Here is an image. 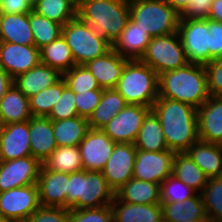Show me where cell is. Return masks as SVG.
<instances>
[{"label":"cell","instance_id":"cell-1","mask_svg":"<svg viewBox=\"0 0 222 222\" xmlns=\"http://www.w3.org/2000/svg\"><path fill=\"white\" fill-rule=\"evenodd\" d=\"M151 110L160 120L170 151L186 152L199 139L197 108L184 102L158 97Z\"/></svg>","mask_w":222,"mask_h":222},{"label":"cell","instance_id":"cell-2","mask_svg":"<svg viewBox=\"0 0 222 222\" xmlns=\"http://www.w3.org/2000/svg\"><path fill=\"white\" fill-rule=\"evenodd\" d=\"M158 97L184 102L198 109L210 98L205 65L189 62L159 74Z\"/></svg>","mask_w":222,"mask_h":222},{"label":"cell","instance_id":"cell-3","mask_svg":"<svg viewBox=\"0 0 222 222\" xmlns=\"http://www.w3.org/2000/svg\"><path fill=\"white\" fill-rule=\"evenodd\" d=\"M77 17L113 45L130 19L129 0H79Z\"/></svg>","mask_w":222,"mask_h":222},{"label":"cell","instance_id":"cell-4","mask_svg":"<svg viewBox=\"0 0 222 222\" xmlns=\"http://www.w3.org/2000/svg\"><path fill=\"white\" fill-rule=\"evenodd\" d=\"M115 192L102 171L80 170L69 173L67 208L81 210L110 205Z\"/></svg>","mask_w":222,"mask_h":222},{"label":"cell","instance_id":"cell-5","mask_svg":"<svg viewBox=\"0 0 222 222\" xmlns=\"http://www.w3.org/2000/svg\"><path fill=\"white\" fill-rule=\"evenodd\" d=\"M115 89L128 104L152 108L158 99V74L140 59L128 60Z\"/></svg>","mask_w":222,"mask_h":222},{"label":"cell","instance_id":"cell-6","mask_svg":"<svg viewBox=\"0 0 222 222\" xmlns=\"http://www.w3.org/2000/svg\"><path fill=\"white\" fill-rule=\"evenodd\" d=\"M130 19L151 37L177 32L180 15L164 0H129Z\"/></svg>","mask_w":222,"mask_h":222},{"label":"cell","instance_id":"cell-7","mask_svg":"<svg viewBox=\"0 0 222 222\" xmlns=\"http://www.w3.org/2000/svg\"><path fill=\"white\" fill-rule=\"evenodd\" d=\"M62 36L71 49L76 65H84L112 49V45L106 39L97 38L87 23L78 17L62 27Z\"/></svg>","mask_w":222,"mask_h":222},{"label":"cell","instance_id":"cell-8","mask_svg":"<svg viewBox=\"0 0 222 222\" xmlns=\"http://www.w3.org/2000/svg\"><path fill=\"white\" fill-rule=\"evenodd\" d=\"M158 75L185 66L188 62L177 32L151 37L146 52L140 59Z\"/></svg>","mask_w":222,"mask_h":222},{"label":"cell","instance_id":"cell-9","mask_svg":"<svg viewBox=\"0 0 222 222\" xmlns=\"http://www.w3.org/2000/svg\"><path fill=\"white\" fill-rule=\"evenodd\" d=\"M177 33L188 62L203 65L210 62L212 35L207 19L179 20Z\"/></svg>","mask_w":222,"mask_h":222},{"label":"cell","instance_id":"cell-10","mask_svg":"<svg viewBox=\"0 0 222 222\" xmlns=\"http://www.w3.org/2000/svg\"><path fill=\"white\" fill-rule=\"evenodd\" d=\"M40 207L37 184L0 193V215L8 222H24Z\"/></svg>","mask_w":222,"mask_h":222},{"label":"cell","instance_id":"cell-11","mask_svg":"<svg viewBox=\"0 0 222 222\" xmlns=\"http://www.w3.org/2000/svg\"><path fill=\"white\" fill-rule=\"evenodd\" d=\"M150 111L149 107L127 104L102 130L115 143L134 144L144 118Z\"/></svg>","mask_w":222,"mask_h":222},{"label":"cell","instance_id":"cell-12","mask_svg":"<svg viewBox=\"0 0 222 222\" xmlns=\"http://www.w3.org/2000/svg\"><path fill=\"white\" fill-rule=\"evenodd\" d=\"M175 152L137 150L133 178L151 183L161 184L172 174Z\"/></svg>","mask_w":222,"mask_h":222},{"label":"cell","instance_id":"cell-13","mask_svg":"<svg viewBox=\"0 0 222 222\" xmlns=\"http://www.w3.org/2000/svg\"><path fill=\"white\" fill-rule=\"evenodd\" d=\"M137 149L132 143H116L102 173L108 185L116 192L133 178Z\"/></svg>","mask_w":222,"mask_h":222},{"label":"cell","instance_id":"cell-14","mask_svg":"<svg viewBox=\"0 0 222 222\" xmlns=\"http://www.w3.org/2000/svg\"><path fill=\"white\" fill-rule=\"evenodd\" d=\"M115 144L102 129L90 128L78 145L83 170L102 171L112 155Z\"/></svg>","mask_w":222,"mask_h":222},{"label":"cell","instance_id":"cell-15","mask_svg":"<svg viewBox=\"0 0 222 222\" xmlns=\"http://www.w3.org/2000/svg\"><path fill=\"white\" fill-rule=\"evenodd\" d=\"M41 165L32 156L0 161V193L12 188L37 184Z\"/></svg>","mask_w":222,"mask_h":222},{"label":"cell","instance_id":"cell-16","mask_svg":"<svg viewBox=\"0 0 222 222\" xmlns=\"http://www.w3.org/2000/svg\"><path fill=\"white\" fill-rule=\"evenodd\" d=\"M39 63V49L35 45L0 42V66L13 80Z\"/></svg>","mask_w":222,"mask_h":222},{"label":"cell","instance_id":"cell-17","mask_svg":"<svg viewBox=\"0 0 222 222\" xmlns=\"http://www.w3.org/2000/svg\"><path fill=\"white\" fill-rule=\"evenodd\" d=\"M68 178L69 173L55 172L41 165L37 180L40 206L67 208Z\"/></svg>","mask_w":222,"mask_h":222},{"label":"cell","instance_id":"cell-18","mask_svg":"<svg viewBox=\"0 0 222 222\" xmlns=\"http://www.w3.org/2000/svg\"><path fill=\"white\" fill-rule=\"evenodd\" d=\"M31 156L29 121L3 125L0 134V161Z\"/></svg>","mask_w":222,"mask_h":222},{"label":"cell","instance_id":"cell-19","mask_svg":"<svg viewBox=\"0 0 222 222\" xmlns=\"http://www.w3.org/2000/svg\"><path fill=\"white\" fill-rule=\"evenodd\" d=\"M198 138L222 145V96H210L197 109Z\"/></svg>","mask_w":222,"mask_h":222},{"label":"cell","instance_id":"cell-20","mask_svg":"<svg viewBox=\"0 0 222 222\" xmlns=\"http://www.w3.org/2000/svg\"><path fill=\"white\" fill-rule=\"evenodd\" d=\"M128 60L112 48L105 55L86 62L84 66L95 77L100 88L110 89L116 87Z\"/></svg>","mask_w":222,"mask_h":222},{"label":"cell","instance_id":"cell-21","mask_svg":"<svg viewBox=\"0 0 222 222\" xmlns=\"http://www.w3.org/2000/svg\"><path fill=\"white\" fill-rule=\"evenodd\" d=\"M31 156L41 164L57 148L52 120L44 116H32L29 120Z\"/></svg>","mask_w":222,"mask_h":222},{"label":"cell","instance_id":"cell-22","mask_svg":"<svg viewBox=\"0 0 222 222\" xmlns=\"http://www.w3.org/2000/svg\"><path fill=\"white\" fill-rule=\"evenodd\" d=\"M110 205L113 222H163L161 204H132L115 195Z\"/></svg>","mask_w":222,"mask_h":222},{"label":"cell","instance_id":"cell-23","mask_svg":"<svg viewBox=\"0 0 222 222\" xmlns=\"http://www.w3.org/2000/svg\"><path fill=\"white\" fill-rule=\"evenodd\" d=\"M151 36L142 30L131 19L128 20L120 37L112 48L122 57L129 60L141 59L146 52Z\"/></svg>","mask_w":222,"mask_h":222},{"label":"cell","instance_id":"cell-24","mask_svg":"<svg viewBox=\"0 0 222 222\" xmlns=\"http://www.w3.org/2000/svg\"><path fill=\"white\" fill-rule=\"evenodd\" d=\"M62 78V74L48 65L39 63L27 72L19 75L13 83L28 97L53 86Z\"/></svg>","mask_w":222,"mask_h":222},{"label":"cell","instance_id":"cell-25","mask_svg":"<svg viewBox=\"0 0 222 222\" xmlns=\"http://www.w3.org/2000/svg\"><path fill=\"white\" fill-rule=\"evenodd\" d=\"M32 117L29 98L13 83L0 100V121L3 125L29 121Z\"/></svg>","mask_w":222,"mask_h":222},{"label":"cell","instance_id":"cell-26","mask_svg":"<svg viewBox=\"0 0 222 222\" xmlns=\"http://www.w3.org/2000/svg\"><path fill=\"white\" fill-rule=\"evenodd\" d=\"M186 153L208 178L222 176V145L198 139Z\"/></svg>","mask_w":222,"mask_h":222},{"label":"cell","instance_id":"cell-27","mask_svg":"<svg viewBox=\"0 0 222 222\" xmlns=\"http://www.w3.org/2000/svg\"><path fill=\"white\" fill-rule=\"evenodd\" d=\"M0 42L34 45L29 13L0 14Z\"/></svg>","mask_w":222,"mask_h":222},{"label":"cell","instance_id":"cell-28","mask_svg":"<svg viewBox=\"0 0 222 222\" xmlns=\"http://www.w3.org/2000/svg\"><path fill=\"white\" fill-rule=\"evenodd\" d=\"M163 222H181L186 220L209 219L201 193L183 202H161Z\"/></svg>","mask_w":222,"mask_h":222},{"label":"cell","instance_id":"cell-29","mask_svg":"<svg viewBox=\"0 0 222 222\" xmlns=\"http://www.w3.org/2000/svg\"><path fill=\"white\" fill-rule=\"evenodd\" d=\"M115 195L124 202L132 204H161L160 184L130 179L115 192Z\"/></svg>","mask_w":222,"mask_h":222},{"label":"cell","instance_id":"cell-30","mask_svg":"<svg viewBox=\"0 0 222 222\" xmlns=\"http://www.w3.org/2000/svg\"><path fill=\"white\" fill-rule=\"evenodd\" d=\"M127 104L124 97L115 88L103 89L100 103L88 119L89 127L102 129Z\"/></svg>","mask_w":222,"mask_h":222},{"label":"cell","instance_id":"cell-31","mask_svg":"<svg viewBox=\"0 0 222 222\" xmlns=\"http://www.w3.org/2000/svg\"><path fill=\"white\" fill-rule=\"evenodd\" d=\"M52 127L57 147L78 146L90 129L88 119L80 116L52 120Z\"/></svg>","mask_w":222,"mask_h":222},{"label":"cell","instance_id":"cell-32","mask_svg":"<svg viewBox=\"0 0 222 222\" xmlns=\"http://www.w3.org/2000/svg\"><path fill=\"white\" fill-rule=\"evenodd\" d=\"M134 145L137 150L143 151L160 152L169 150L160 120L152 110L144 118Z\"/></svg>","mask_w":222,"mask_h":222},{"label":"cell","instance_id":"cell-33","mask_svg":"<svg viewBox=\"0 0 222 222\" xmlns=\"http://www.w3.org/2000/svg\"><path fill=\"white\" fill-rule=\"evenodd\" d=\"M39 54L40 63L58 70L61 74L76 65L71 49L62 35L40 48Z\"/></svg>","mask_w":222,"mask_h":222},{"label":"cell","instance_id":"cell-34","mask_svg":"<svg viewBox=\"0 0 222 222\" xmlns=\"http://www.w3.org/2000/svg\"><path fill=\"white\" fill-rule=\"evenodd\" d=\"M172 175L194 189L197 193L203 191L208 180V177L186 152L175 154Z\"/></svg>","mask_w":222,"mask_h":222},{"label":"cell","instance_id":"cell-35","mask_svg":"<svg viewBox=\"0 0 222 222\" xmlns=\"http://www.w3.org/2000/svg\"><path fill=\"white\" fill-rule=\"evenodd\" d=\"M46 169L73 173L83 169L79 146L57 147L42 164Z\"/></svg>","mask_w":222,"mask_h":222},{"label":"cell","instance_id":"cell-36","mask_svg":"<svg viewBox=\"0 0 222 222\" xmlns=\"http://www.w3.org/2000/svg\"><path fill=\"white\" fill-rule=\"evenodd\" d=\"M29 23L34 37V45L40 49L62 35V25L31 10Z\"/></svg>","mask_w":222,"mask_h":222},{"label":"cell","instance_id":"cell-37","mask_svg":"<svg viewBox=\"0 0 222 222\" xmlns=\"http://www.w3.org/2000/svg\"><path fill=\"white\" fill-rule=\"evenodd\" d=\"M32 10L62 26L77 17V8L69 0H39Z\"/></svg>","mask_w":222,"mask_h":222},{"label":"cell","instance_id":"cell-38","mask_svg":"<svg viewBox=\"0 0 222 222\" xmlns=\"http://www.w3.org/2000/svg\"><path fill=\"white\" fill-rule=\"evenodd\" d=\"M66 82L61 78L53 86H50L29 98L30 111L32 116L47 117L53 106L58 102Z\"/></svg>","mask_w":222,"mask_h":222},{"label":"cell","instance_id":"cell-39","mask_svg":"<svg viewBox=\"0 0 222 222\" xmlns=\"http://www.w3.org/2000/svg\"><path fill=\"white\" fill-rule=\"evenodd\" d=\"M201 196L210 222H222V176L208 178Z\"/></svg>","mask_w":222,"mask_h":222},{"label":"cell","instance_id":"cell-40","mask_svg":"<svg viewBox=\"0 0 222 222\" xmlns=\"http://www.w3.org/2000/svg\"><path fill=\"white\" fill-rule=\"evenodd\" d=\"M66 85L74 92H87L94 89H102L95 77L84 65H75L62 74Z\"/></svg>","mask_w":222,"mask_h":222},{"label":"cell","instance_id":"cell-41","mask_svg":"<svg viewBox=\"0 0 222 222\" xmlns=\"http://www.w3.org/2000/svg\"><path fill=\"white\" fill-rule=\"evenodd\" d=\"M197 192L174 175H170L160 184L161 202H183Z\"/></svg>","mask_w":222,"mask_h":222},{"label":"cell","instance_id":"cell-42","mask_svg":"<svg viewBox=\"0 0 222 222\" xmlns=\"http://www.w3.org/2000/svg\"><path fill=\"white\" fill-rule=\"evenodd\" d=\"M78 116L75 104V93L66 86L60 99L53 106L50 114L47 116L51 120H64Z\"/></svg>","mask_w":222,"mask_h":222},{"label":"cell","instance_id":"cell-43","mask_svg":"<svg viewBox=\"0 0 222 222\" xmlns=\"http://www.w3.org/2000/svg\"><path fill=\"white\" fill-rule=\"evenodd\" d=\"M67 222H113V211L111 205L81 210L70 209Z\"/></svg>","mask_w":222,"mask_h":222},{"label":"cell","instance_id":"cell-44","mask_svg":"<svg viewBox=\"0 0 222 222\" xmlns=\"http://www.w3.org/2000/svg\"><path fill=\"white\" fill-rule=\"evenodd\" d=\"M103 89L75 93V104L78 116L89 119L94 109L99 105Z\"/></svg>","mask_w":222,"mask_h":222},{"label":"cell","instance_id":"cell-45","mask_svg":"<svg viewBox=\"0 0 222 222\" xmlns=\"http://www.w3.org/2000/svg\"><path fill=\"white\" fill-rule=\"evenodd\" d=\"M69 208L40 206L24 222H67Z\"/></svg>","mask_w":222,"mask_h":222},{"label":"cell","instance_id":"cell-46","mask_svg":"<svg viewBox=\"0 0 222 222\" xmlns=\"http://www.w3.org/2000/svg\"><path fill=\"white\" fill-rule=\"evenodd\" d=\"M210 96H222V57L205 64Z\"/></svg>","mask_w":222,"mask_h":222},{"label":"cell","instance_id":"cell-47","mask_svg":"<svg viewBox=\"0 0 222 222\" xmlns=\"http://www.w3.org/2000/svg\"><path fill=\"white\" fill-rule=\"evenodd\" d=\"M214 0H193L180 14L179 20L208 19Z\"/></svg>","mask_w":222,"mask_h":222},{"label":"cell","instance_id":"cell-48","mask_svg":"<svg viewBox=\"0 0 222 222\" xmlns=\"http://www.w3.org/2000/svg\"><path fill=\"white\" fill-rule=\"evenodd\" d=\"M208 30L212 35V48H210V62L222 57V23L207 19Z\"/></svg>","mask_w":222,"mask_h":222},{"label":"cell","instance_id":"cell-49","mask_svg":"<svg viewBox=\"0 0 222 222\" xmlns=\"http://www.w3.org/2000/svg\"><path fill=\"white\" fill-rule=\"evenodd\" d=\"M31 10L24 0H0V14L29 13Z\"/></svg>","mask_w":222,"mask_h":222},{"label":"cell","instance_id":"cell-50","mask_svg":"<svg viewBox=\"0 0 222 222\" xmlns=\"http://www.w3.org/2000/svg\"><path fill=\"white\" fill-rule=\"evenodd\" d=\"M13 84L11 76L0 66V100L6 94V91Z\"/></svg>","mask_w":222,"mask_h":222},{"label":"cell","instance_id":"cell-51","mask_svg":"<svg viewBox=\"0 0 222 222\" xmlns=\"http://www.w3.org/2000/svg\"><path fill=\"white\" fill-rule=\"evenodd\" d=\"M208 19L222 23V0L213 1Z\"/></svg>","mask_w":222,"mask_h":222},{"label":"cell","instance_id":"cell-52","mask_svg":"<svg viewBox=\"0 0 222 222\" xmlns=\"http://www.w3.org/2000/svg\"><path fill=\"white\" fill-rule=\"evenodd\" d=\"M164 1L180 15L193 0H164Z\"/></svg>","mask_w":222,"mask_h":222},{"label":"cell","instance_id":"cell-53","mask_svg":"<svg viewBox=\"0 0 222 222\" xmlns=\"http://www.w3.org/2000/svg\"><path fill=\"white\" fill-rule=\"evenodd\" d=\"M24 1L28 4V6L31 9H33L36 6V4L38 3L39 0H24Z\"/></svg>","mask_w":222,"mask_h":222},{"label":"cell","instance_id":"cell-54","mask_svg":"<svg viewBox=\"0 0 222 222\" xmlns=\"http://www.w3.org/2000/svg\"><path fill=\"white\" fill-rule=\"evenodd\" d=\"M181 222H210L209 219H196V220H186Z\"/></svg>","mask_w":222,"mask_h":222},{"label":"cell","instance_id":"cell-55","mask_svg":"<svg viewBox=\"0 0 222 222\" xmlns=\"http://www.w3.org/2000/svg\"><path fill=\"white\" fill-rule=\"evenodd\" d=\"M76 8L79 5V0H69Z\"/></svg>","mask_w":222,"mask_h":222},{"label":"cell","instance_id":"cell-56","mask_svg":"<svg viewBox=\"0 0 222 222\" xmlns=\"http://www.w3.org/2000/svg\"><path fill=\"white\" fill-rule=\"evenodd\" d=\"M0 222H8V221L0 215Z\"/></svg>","mask_w":222,"mask_h":222},{"label":"cell","instance_id":"cell-57","mask_svg":"<svg viewBox=\"0 0 222 222\" xmlns=\"http://www.w3.org/2000/svg\"><path fill=\"white\" fill-rule=\"evenodd\" d=\"M2 127H3V124L0 121V134H1V131H2Z\"/></svg>","mask_w":222,"mask_h":222}]
</instances>
